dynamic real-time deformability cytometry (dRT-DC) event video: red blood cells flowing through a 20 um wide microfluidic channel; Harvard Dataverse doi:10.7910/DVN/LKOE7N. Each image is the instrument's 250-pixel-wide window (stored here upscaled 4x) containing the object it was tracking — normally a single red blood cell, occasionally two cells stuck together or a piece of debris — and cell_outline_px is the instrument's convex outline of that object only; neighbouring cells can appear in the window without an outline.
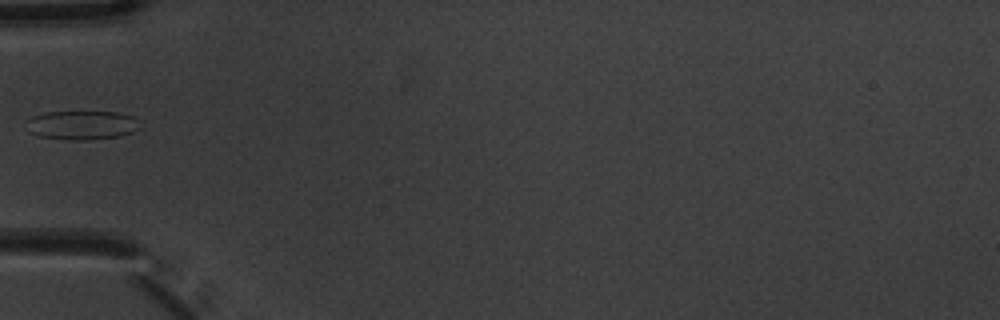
{"species": "common noctule bat (a hibernating species)", "species_latin": "Nyctalus noctula", "temperature_condition": "warm", "stored_images_in_passage": 5, "camera_frame_rate_fps": 3000, "um_per_image_px": 0.085, "animal": {"sex": "male", "body_mass_g": 20.1, "forearm_length_mm": 53.5}, "frame": {"image": 1, "passage_image": 5, "time_ms": 1.333, "image_size_px": [1000, 320], "cell_outline_px": [[140, 128], [132, 132], [116, 136], [92, 140], [68, 140], [40, 136], [28, 132], [24, 120], [32, 116], [48, 112], [116, 112], [132, 116], [136, 120]], "centroid_in_image_um": [6.89, 10.64], "position_along_channel_um": 78.1, "area_um2": 19.19}}